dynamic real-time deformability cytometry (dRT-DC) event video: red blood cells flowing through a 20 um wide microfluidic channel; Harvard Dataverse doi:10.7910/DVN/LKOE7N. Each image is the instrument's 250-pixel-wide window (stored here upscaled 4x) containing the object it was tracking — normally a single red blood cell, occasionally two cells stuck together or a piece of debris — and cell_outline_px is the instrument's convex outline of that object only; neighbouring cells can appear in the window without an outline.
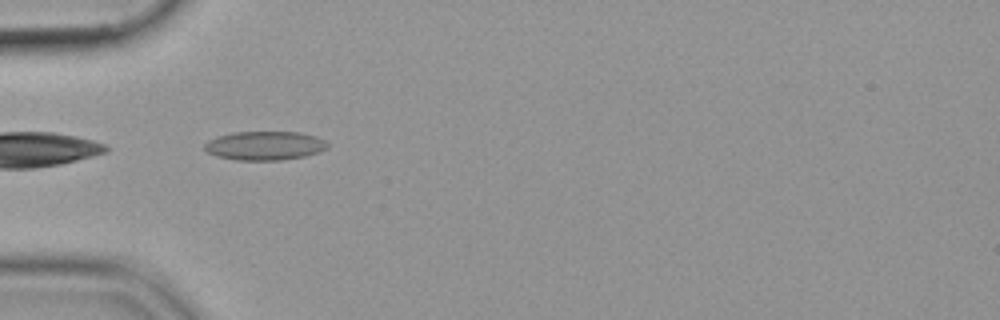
{"species": "common noctule bat (a hibernating species)", "species_latin": "Nyctalus noctula", "temperature_condition": "cold", "stored_images_in_passage": 34, "camera_frame_rate_fps": 3000, "um_per_image_px": 0.085, "animal": {"sex": "female", "body_mass_g": 19.9}, "frame": {"image": 1, "passage_image": 1, "time_ms": 0.0, "image_size_px": [1000, 320], "cell_outline_px": [[328, 148], [320, 152], [304, 156], [280, 160], [236, 160], [216, 156], [208, 152], [204, 148], [204, 144], [208, 140], [216, 136], [232, 132], [300, 132], [316, 136], [324, 140], [328, 144]], "centroid_in_image_um": [22.5, 12.38], "position_along_channel_um": 62.5, "area_um2": 20.81}}
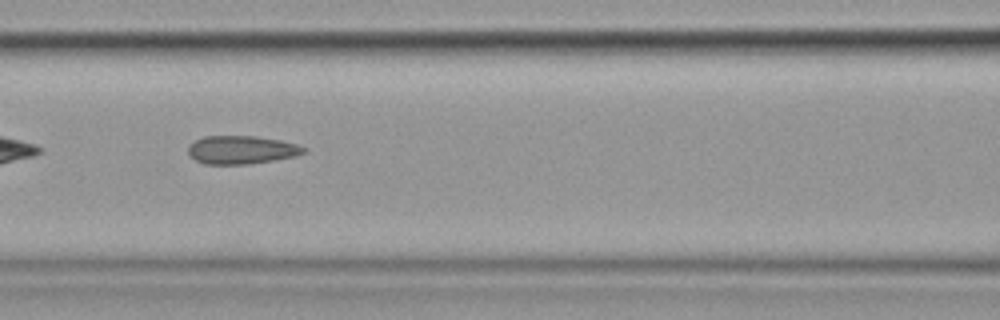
{"frame": {"image": 2, "passage_image": 8, "time_ms": 2.333, "image_size_px": [1000, 320], "cell_outline_px": [[308, 152], [296, 156], [248, 164], [204, 164], [188, 156], [188, 144], [204, 136], [256, 136], [280, 140], [296, 144], [308, 148]], "centroid_in_image_um": [20.53, 12.73], "position_along_channel_um": 146.1, "area_um2": 19.19}}
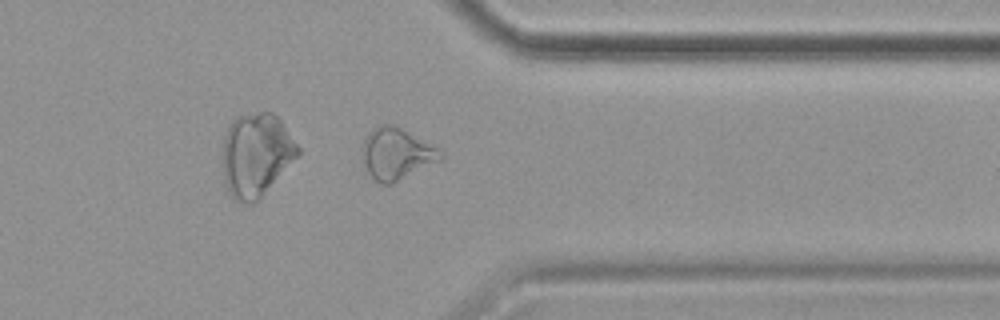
{"frame": {"image": 3, "passage_image": 27, "time_ms": 8.667, "image_size_px": [1000, 320], "cell_outline_px": [[444, 156], [440, 160], [392, 184], [380, 184], [368, 172], [364, 164], [360, 148], [368, 132], [372, 128], [380, 124], [392, 124], [400, 128], [444, 152]], "centroid_in_image_um": [33.65, 13.07], "position_along_channel_um": 377.7, "area_um2": 23.29}}